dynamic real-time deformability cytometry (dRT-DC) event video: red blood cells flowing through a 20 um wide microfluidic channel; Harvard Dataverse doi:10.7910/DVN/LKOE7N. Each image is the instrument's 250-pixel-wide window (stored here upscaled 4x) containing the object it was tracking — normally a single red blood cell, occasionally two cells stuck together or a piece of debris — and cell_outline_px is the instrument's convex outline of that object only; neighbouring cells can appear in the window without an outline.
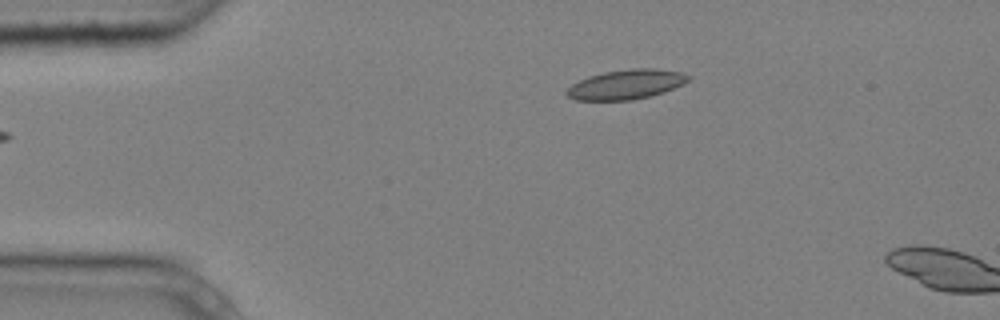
{"species": "common noctule bat (a hibernating species)", "species_latin": "Nyctalus noctula", "temperature_condition": "cold", "stored_images_in_passage": 5, "camera_frame_rate_fps": 3000, "um_per_image_px": 0.085, "animal": {"sex": "male", "body_mass_g": 20.4}, "frame": {"image": 1, "passage_image": 5, "time_ms": 1.333, "image_size_px": [1000, 320], "cell_outline_px": [[692, 76], [684, 84], [664, 92], [632, 100], [576, 100], [568, 96], [564, 92], [572, 84], [588, 76], [604, 72], [632, 68], [656, 68], [680, 72]], "centroid_in_image_um": [53.23, 7.17], "position_along_channel_um": 31.8, "area_um2": 20.98}}